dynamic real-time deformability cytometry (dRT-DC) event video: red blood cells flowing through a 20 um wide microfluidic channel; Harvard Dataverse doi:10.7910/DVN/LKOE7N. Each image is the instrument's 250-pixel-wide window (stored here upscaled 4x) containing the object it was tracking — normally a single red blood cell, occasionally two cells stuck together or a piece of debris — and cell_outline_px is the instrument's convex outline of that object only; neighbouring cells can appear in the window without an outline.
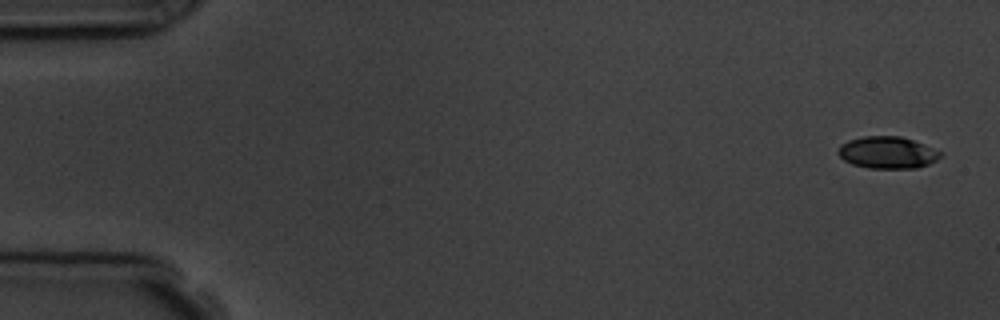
{"species": "common noctule bat (a hibernating species)", "species_latin": "Nyctalus noctula", "temperature_condition": "room temperature", "stored_images_in_passage": 5, "camera_frame_rate_fps": 3000, "um_per_image_px": 0.085, "animal": {"sex": "male", "body_mass_g": 19.5, "forearm_length_mm": 54.6}, "frame": {"image": 1, "passage_image": 1, "time_ms": 0.0, "image_size_px": [1000, 320], "cell_outline_px": [[940, 156], [936, 160], [928, 164], [916, 168], [868, 168], [852, 164], [844, 160], [836, 152], [840, 144], [848, 140], [864, 136], [900, 136], [912, 140], [940, 152]], "centroid_in_image_um": [75.36, 12.97], "position_along_channel_um": 9.6, "area_um2": 18.84}}
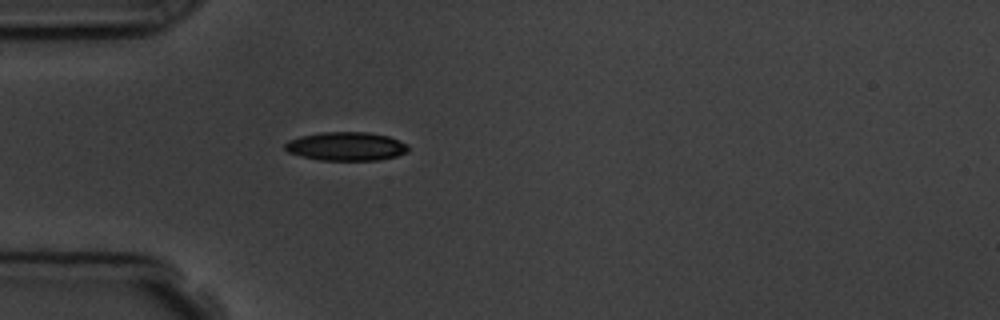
{"frame": {"image": 2, "passage_image": 5, "time_ms": 4.667, "image_size_px": [1000, 320], "cell_outline_px": [[408, 152], [396, 156], [380, 160], [320, 160], [300, 156], [288, 152], [284, 148], [284, 144], [288, 140], [300, 136], [320, 132], [368, 132], [388, 136], [408, 144]], "centroid_in_image_um": [29.41, 12.44], "position_along_channel_um": 55.6, "area_um2": 20.69}}